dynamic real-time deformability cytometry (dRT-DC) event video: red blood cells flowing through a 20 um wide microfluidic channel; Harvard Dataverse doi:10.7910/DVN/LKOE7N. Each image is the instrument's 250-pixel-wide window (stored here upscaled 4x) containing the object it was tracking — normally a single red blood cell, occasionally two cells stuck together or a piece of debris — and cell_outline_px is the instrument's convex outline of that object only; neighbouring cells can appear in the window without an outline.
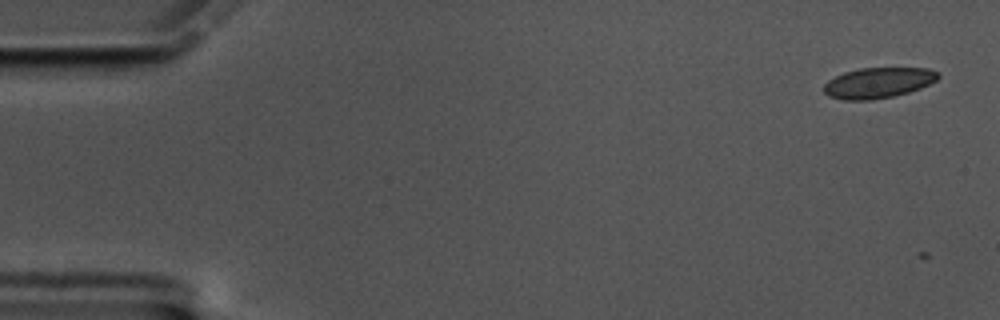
{"species": "common noctule bat (a hibernating species)", "species_latin": "Nyctalus noctula", "temperature_condition": "cold", "stored_images_in_passage": 4, "camera_frame_rate_fps": 3000, "um_per_image_px": 0.085, "animal": {"sex": "male", "body_mass_g": 17.5, "forearm_length_mm": 52.3}, "frame": {"image": 1, "passage_image": 3, "time_ms": 0.667, "image_size_px": [1000, 320], "cell_outline_px": [[940, 76], [936, 80], [920, 88], [908, 92], [892, 96], [872, 100], [844, 100], [828, 96], [824, 92], [824, 84], [828, 80], [844, 72], [860, 68], [928, 68], [940, 72]], "centroid_in_image_um": [74.64, 7.03], "position_along_channel_um": 10.4, "area_um2": 20.35}}